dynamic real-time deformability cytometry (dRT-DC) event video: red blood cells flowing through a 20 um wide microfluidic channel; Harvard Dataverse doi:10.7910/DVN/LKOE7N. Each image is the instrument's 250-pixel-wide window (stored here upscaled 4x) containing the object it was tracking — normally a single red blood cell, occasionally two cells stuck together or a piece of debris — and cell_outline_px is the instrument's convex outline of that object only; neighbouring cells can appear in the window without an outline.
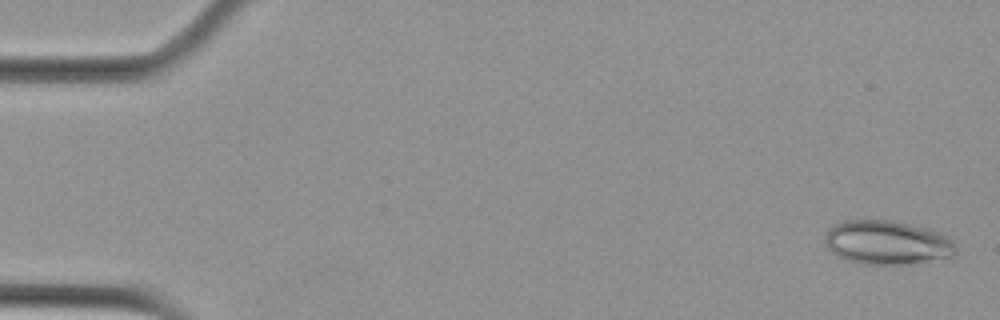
{"species": "Egyptian fruit bat (a non-hibernating species)", "species_latin": "Rousettus aegyptiacus", "temperature_condition": "cold", "stored_images_in_passage": 6, "camera_frame_rate_fps": 3000, "um_per_image_px": 0.085, "animal": {"sex": "female"}, "frame": {"image": 1, "passage_image": 1, "time_ms": 0.0, "image_size_px": [1000, 320], "cell_outline_px": [[956, 252], [952, 256], [908, 264], [860, 264], [844, 260], [832, 252], [828, 248], [824, 240], [824, 236], [828, 228], [832, 224], [844, 220], [892, 220], [928, 228], [944, 232], [952, 240], [956, 248]], "centroid_in_image_um": [75.38, 20.6], "position_along_channel_um": 9.6, "area_um2": 33.99}}